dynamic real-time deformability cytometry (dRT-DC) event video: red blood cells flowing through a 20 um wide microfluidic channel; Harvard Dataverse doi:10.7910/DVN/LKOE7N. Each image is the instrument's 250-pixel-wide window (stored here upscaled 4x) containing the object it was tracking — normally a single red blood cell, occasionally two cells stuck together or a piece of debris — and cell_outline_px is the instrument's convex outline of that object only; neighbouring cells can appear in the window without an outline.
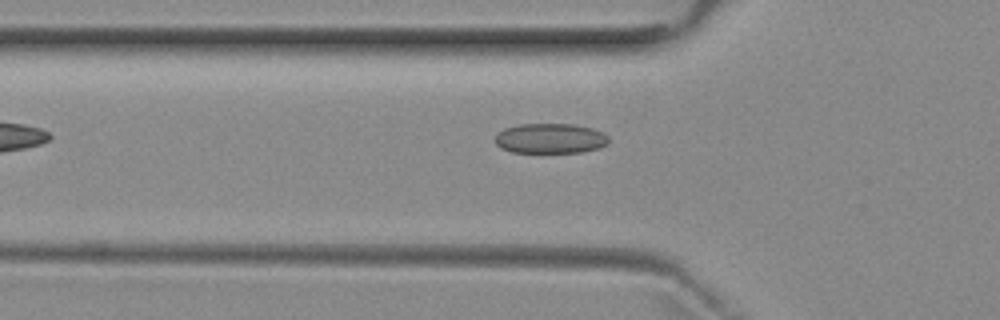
{"species": "common noctule bat (a hibernating species)", "species_latin": "Nyctalus noctula", "temperature_condition": "room temperature", "stored_images_in_passage": 5, "camera_frame_rate_fps": 3000, "um_per_image_px": 0.085, "animal": {"sex": "female", "body_mass_g": 29.2, "forearm_length_mm": 56.3}, "frame": {"image": 1, "passage_image": 4, "time_ms": 3.667, "image_size_px": [1000, 320], "cell_outline_px": [[608, 144], [600, 148], [580, 152], [512, 152], [500, 148], [496, 144], [496, 132], [504, 128], [520, 124], [572, 124], [592, 128], [604, 132], [608, 136]], "centroid_in_image_um": [46.78, 11.76], "position_along_channel_um": 79.0, "area_um2": 20.0}}